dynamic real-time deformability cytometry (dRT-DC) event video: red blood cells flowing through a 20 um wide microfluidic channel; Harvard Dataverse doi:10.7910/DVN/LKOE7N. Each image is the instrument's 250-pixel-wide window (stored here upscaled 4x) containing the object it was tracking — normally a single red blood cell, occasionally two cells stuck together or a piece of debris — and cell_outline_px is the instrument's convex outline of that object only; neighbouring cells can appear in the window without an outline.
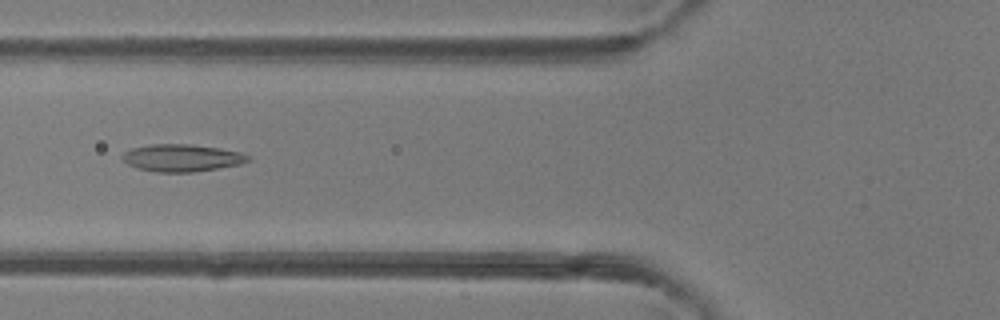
{"species": "common noctule bat (a hibernating species)", "species_latin": "Nyctalus noctula", "temperature_condition": "room temperature", "stored_images_in_passage": 48, "camera_frame_rate_fps": 3000, "um_per_image_px": 0.085, "animal": {"sex": "female"}, "frame": {"image": 1, "passage_image": 19, "time_ms": 6.0, "image_size_px": [1000, 320], "cell_outline_px": [[252, 160], [240, 164], [192, 172], [156, 172], [136, 168], [128, 164], [120, 156], [124, 152], [132, 148], [152, 144], [192, 144], [220, 148], [240, 152], [248, 156]], "centroid_in_image_um": [15.44, 13.41], "position_along_channel_um": 110.4, "area_um2": 19.94}}
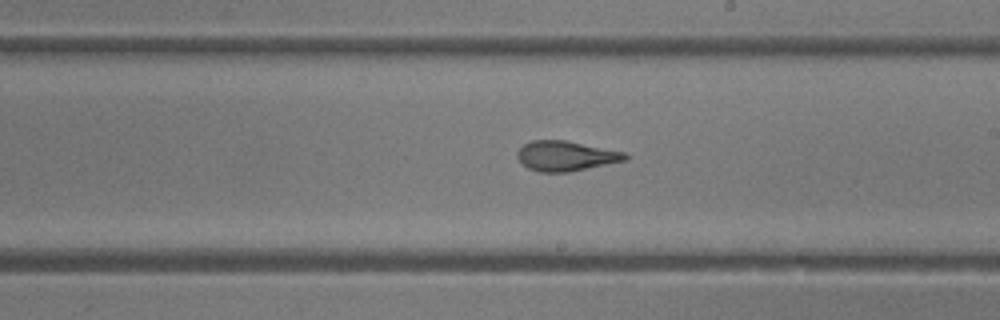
{"frame": {"image": 2, "passage_image": 28, "time_ms": 9.0, "image_size_px": [1000, 320], "cell_outline_px": [[628, 160], [568, 172], [540, 172], [528, 168], [516, 156], [516, 152], [524, 144], [532, 140], [564, 140], [624, 152], [628, 156]], "centroid_in_image_um": [48.08, 13.26], "position_along_channel_um": 240.9, "area_um2": 18.67}}
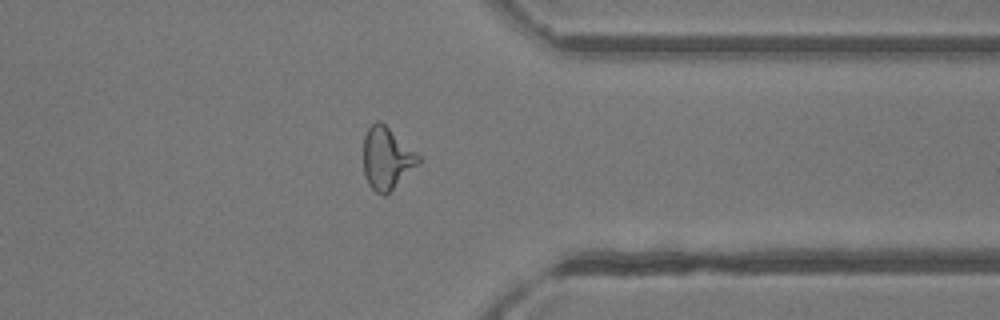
{"frame": {"image": 3, "passage_image": 38, "time_ms": 12.333, "image_size_px": [1000, 320], "cell_outline_px": [[420, 164], [384, 196], [376, 192], [368, 184], [364, 176], [364, 136], [368, 128], [376, 120], [380, 120], [416, 152], [420, 156]], "centroid_in_image_um": [32.87, 13.46], "position_along_channel_um": 378.5, "area_um2": 19.83}, "authors_computed_cell_mechanics": {"area_um2": 20.2589, "velocity_mm_per_s": 4.3435, "shape_relaxation_time_tau1_ms": 8.9909, "shape_relaxation_time_tau2_ms": 1.5877, "deformation_change_tau1": 0.2239, "deformation_change_tau2": 0.1045}}